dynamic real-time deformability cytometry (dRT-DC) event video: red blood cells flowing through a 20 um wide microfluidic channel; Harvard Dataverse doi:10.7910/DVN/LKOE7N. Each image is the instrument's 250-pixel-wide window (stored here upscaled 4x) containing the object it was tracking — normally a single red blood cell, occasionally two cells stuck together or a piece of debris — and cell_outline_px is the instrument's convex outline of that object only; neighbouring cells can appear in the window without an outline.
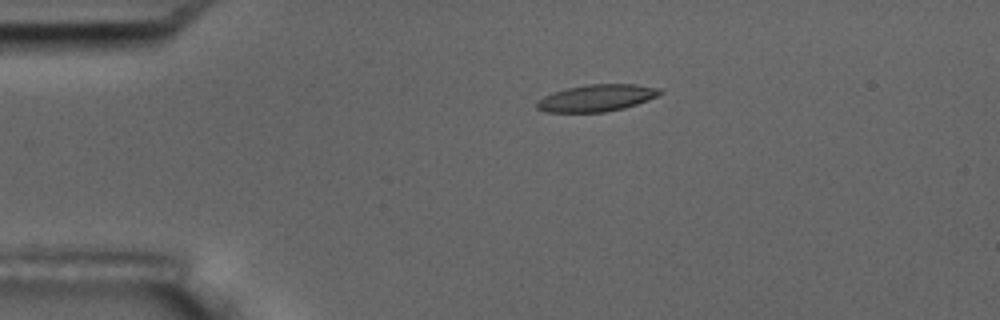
{"species": "common noctule bat (a hibernating species)", "species_latin": "Nyctalus noctula", "temperature_condition": "room temperature", "stored_images_in_passage": 7, "camera_frame_rate_fps": 3000, "um_per_image_px": 0.085, "animal": {"sex": "male", "body_mass_g": 17.5, "forearm_length_mm": 52.3}, "frame": {"image": 1, "passage_image": 1, "time_ms": 0.0, "image_size_px": [1000, 320], "cell_outline_px": [[664, 92], [648, 100], [624, 108], [604, 112], [544, 112], [536, 108], [536, 104], [544, 96], [552, 92], [568, 88], [588, 84], [636, 84], [660, 88]], "centroid_in_image_um": [50.72, 8.32], "position_along_channel_um": 34.3, "area_um2": 19.25}}
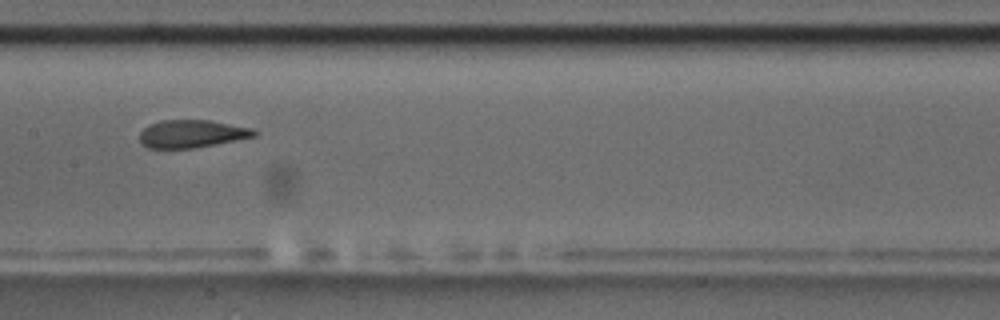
{"frame": {"image": 2, "passage_image": 6, "time_ms": 5.667, "image_size_px": [1000, 320], "cell_outline_px": [[256, 136], [236, 140], [192, 148], [148, 148], [140, 144], [140, 132], [148, 124], [160, 120], [208, 120], [252, 128], [256, 132]], "centroid_in_image_um": [16.25, 11.37], "position_along_channel_um": 191.2, "area_um2": 18.44}}
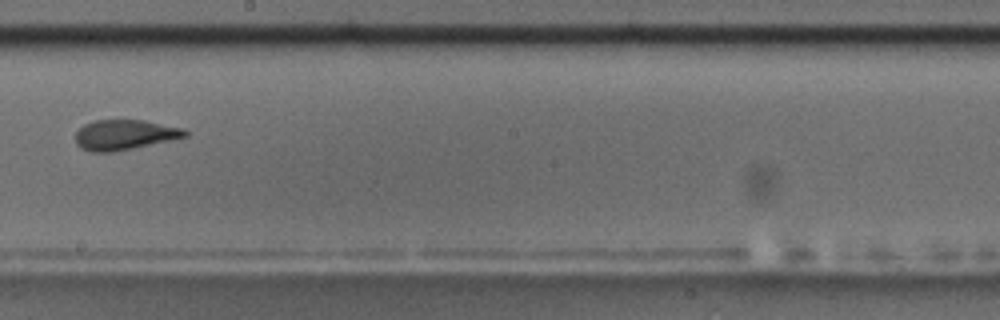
{"frame": {"image": 3, "passage_image": 7, "time_ms": 7.0, "image_size_px": [1000, 320], "cell_outline_px": [[188, 136], [132, 148], [112, 152], [92, 152], [80, 148], [76, 144], [76, 132], [84, 124], [92, 120], [144, 120], [184, 128], [188, 132]], "centroid_in_image_um": [10.57, 11.45], "position_along_channel_um": 237.6, "area_um2": 19.19}}